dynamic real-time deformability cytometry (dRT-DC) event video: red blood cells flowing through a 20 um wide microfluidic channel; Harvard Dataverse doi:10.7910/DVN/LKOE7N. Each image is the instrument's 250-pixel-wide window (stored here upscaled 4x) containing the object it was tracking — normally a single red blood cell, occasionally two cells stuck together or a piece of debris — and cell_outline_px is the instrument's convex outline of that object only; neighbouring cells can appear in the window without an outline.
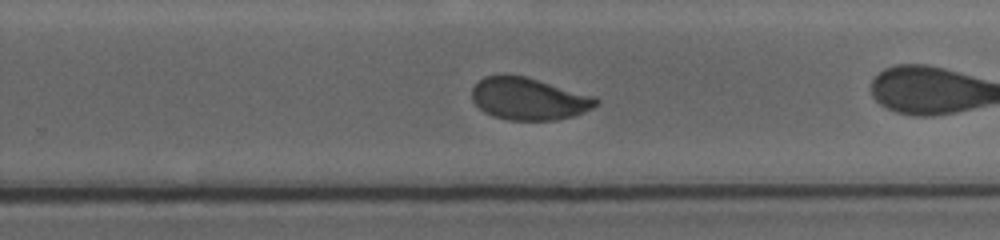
{"species": "human", "species_latin": "Homo sapiens", "temperature_condition": "cold", "stored_images_in_passage": 21, "camera_frame_rate_fps": 3000, "um_per_image_px": 0.085, "donor": {"sex": "female"}, "frame": {"image": 1, "passage_image": 12, "time_ms": 3.667, "image_size_px": [1000, 240], "cell_outline_px": [[600, 104], [584, 112], [572, 116], [556, 120], [508, 120], [492, 116], [484, 112], [472, 100], [472, 88], [484, 76], [524, 76], [596, 96], [600, 100]], "centroid_in_image_um": [44.98, 8.42], "position_along_channel_um": 284.8, "area_um2": 30.4}}
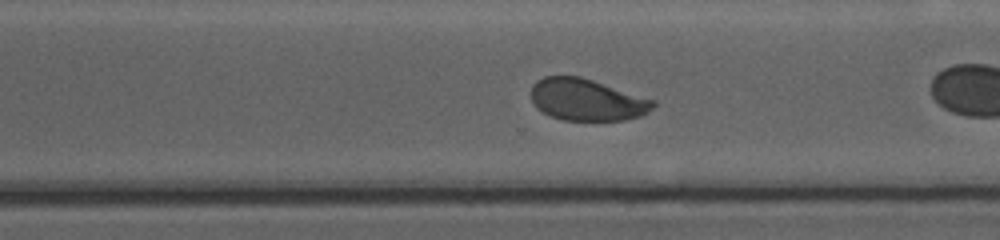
{"frame": {"image": 2, "passage_image": 15, "time_ms": 4.667, "image_size_px": [1000, 240], "cell_outline_px": [[656, 104], [648, 112], [640, 116], [624, 120], [560, 120], [536, 108], [532, 100], [532, 84], [536, 80], [544, 76], [580, 76], [656, 100]], "centroid_in_image_um": [49.88, 8.47], "position_along_channel_um": 320.7, "area_um2": 29.77}}
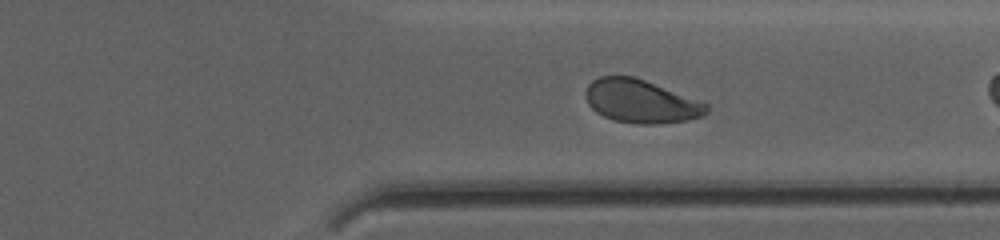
{"frame": {"image": 3, "passage_image": 18, "time_ms": 5.667, "image_size_px": [1000, 240], "cell_outline_px": [[708, 112], [704, 116], [688, 120], [656, 124], [640, 124], [616, 120], [604, 116], [596, 112], [588, 104], [584, 92], [588, 84], [592, 80], [600, 76], [632, 76], [644, 80], [708, 104]], "centroid_in_image_um": [54.46, 8.61], "position_along_channel_um": 356.9, "area_um2": 30.23}}